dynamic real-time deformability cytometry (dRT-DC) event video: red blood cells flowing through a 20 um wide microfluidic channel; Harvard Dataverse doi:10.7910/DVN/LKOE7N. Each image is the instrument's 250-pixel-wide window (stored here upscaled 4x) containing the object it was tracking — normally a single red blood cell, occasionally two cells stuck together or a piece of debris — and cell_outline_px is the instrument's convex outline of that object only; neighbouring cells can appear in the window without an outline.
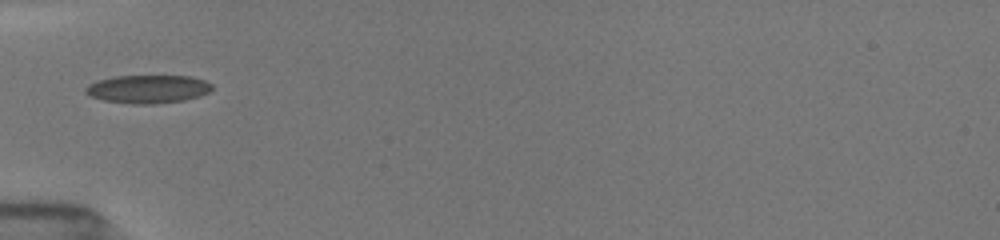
{"species": "common noctule bat (a hibernating species)", "species_latin": "Nyctalus noctula", "temperature_condition": "room temperature", "stored_images_in_passage": 45, "camera_frame_rate_fps": 3000, "um_per_image_px": 0.085, "animal": {"sex": "female", "body_mass_g": 19.5, "forearm_length_mm": 54.1}, "frame": {"image": 1, "passage_image": 1, "time_ms": 0.0, "image_size_px": [1000, 240], "cell_outline_px": [[212, 88], [208, 92], [200, 96], [184, 100], [156, 104], [132, 104], [104, 100], [92, 96], [84, 92], [84, 88], [88, 84], [96, 80], [116, 76], [192, 76], [204, 80], [212, 84]], "centroid_in_image_um": [12.56, 7.57], "position_along_channel_um": 72.4, "area_um2": 20.87}}
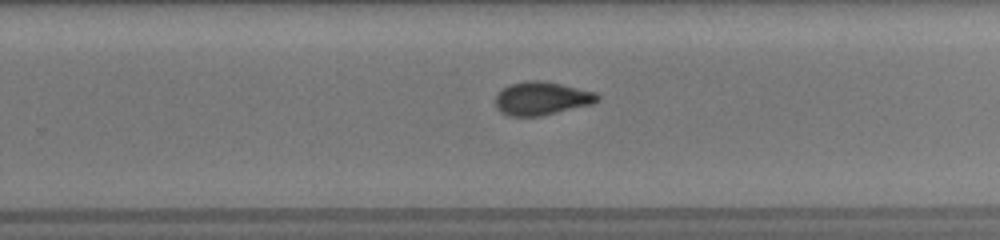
{"frame": {"image": 2, "passage_image": 22, "time_ms": 5.333, "image_size_px": [1000, 240], "cell_outline_px": [[600, 100], [592, 104], [540, 116], [508, 116], [500, 112], [496, 108], [496, 96], [504, 88], [512, 84], [524, 80], [540, 80], [560, 84], [596, 92], [600, 96]], "centroid_in_image_um": [46.05, 8.37], "position_along_channel_um": 283.7, "area_um2": 19.71}}
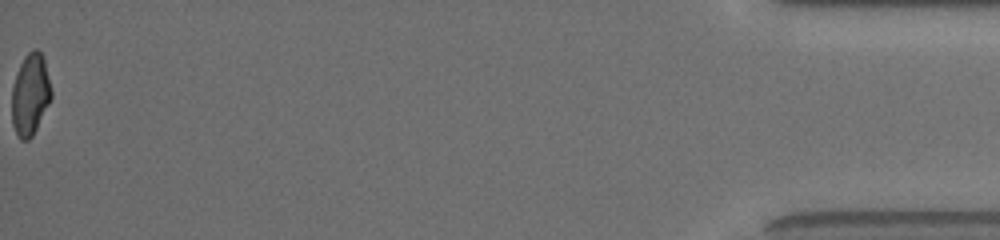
{"frame": {"image": 3, "passage_image": 44, "time_ms": 11.333, "image_size_px": [1000, 240], "cell_outline_px": [[52, 96], [32, 136], [28, 140], [20, 140], [12, 124], [12, 88], [16, 72], [24, 56], [32, 48], [36, 48], [44, 56], [52, 92]], "centroid_in_image_um": [2.57, 7.98], "position_along_channel_um": 432.6, "area_um2": 18.79}, "authors_computed_cell_mechanics": {"area_um2": 19.7098, "velocity_mm_per_s": 3.9766, "shape_relaxation_time_tau1_ms": 10.4628, "shape_relaxation_time_tau2_ms": 1.5354, "deformation_change_tau1": 0.2431, "deformation_change_tau2": 0.0653}}